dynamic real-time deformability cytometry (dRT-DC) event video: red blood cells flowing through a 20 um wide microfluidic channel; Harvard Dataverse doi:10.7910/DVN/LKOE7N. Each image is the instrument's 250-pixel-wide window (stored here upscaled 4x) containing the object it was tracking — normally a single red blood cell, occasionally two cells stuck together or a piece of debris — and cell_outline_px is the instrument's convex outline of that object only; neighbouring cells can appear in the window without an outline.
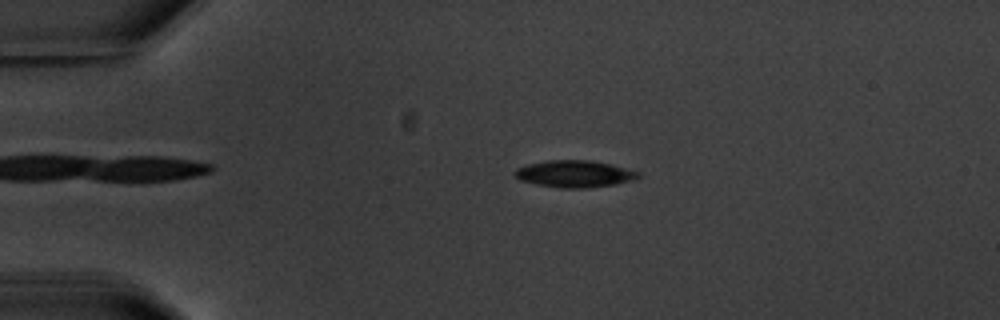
{"species": "common noctule bat (a hibernating species)", "species_latin": "Nyctalus noctula", "temperature_condition": "warm", "stored_images_in_passage": 6, "camera_frame_rate_fps": 3000, "um_per_image_px": 0.085, "animal": {"sex": "male", "body_mass_g": 20.1, "forearm_length_mm": 53.5}, "frame": {"image": 1, "passage_image": 4, "time_ms": 3.667, "image_size_px": [1000, 320], "cell_outline_px": [[640, 176], [636, 180], [616, 184], [588, 188], [560, 188], [536, 184], [520, 180], [512, 172], [516, 168], [528, 164], [548, 160], [592, 160], [640, 172]], "centroid_in_image_um": [48.83, 14.78], "position_along_channel_um": 36.2, "area_um2": 19.42}}
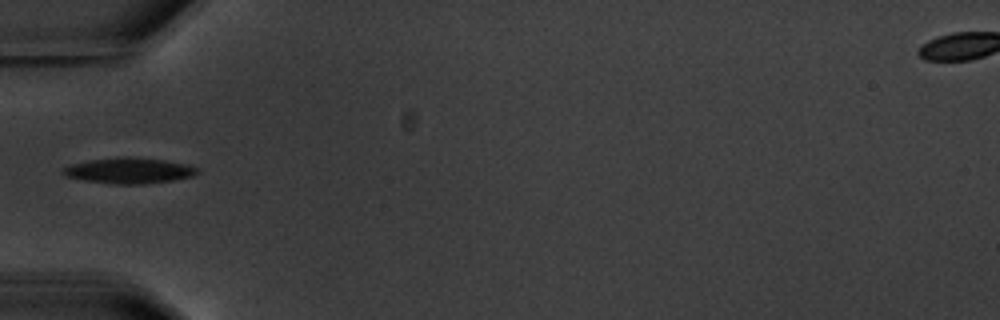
{"frame": {"image": 2, "passage_image": 6, "time_ms": 6.0, "image_size_px": [1000, 320], "cell_outline_px": [[200, 172], [192, 176], [172, 180], [144, 184], [112, 184], [84, 180], [68, 176], [60, 172], [64, 168], [72, 164], [88, 160], [120, 156], [128, 156], [164, 160], [188, 164], [196, 168]], "centroid_in_image_um": [10.98, 14.49], "position_along_channel_um": 74.0, "area_um2": 20.11}}